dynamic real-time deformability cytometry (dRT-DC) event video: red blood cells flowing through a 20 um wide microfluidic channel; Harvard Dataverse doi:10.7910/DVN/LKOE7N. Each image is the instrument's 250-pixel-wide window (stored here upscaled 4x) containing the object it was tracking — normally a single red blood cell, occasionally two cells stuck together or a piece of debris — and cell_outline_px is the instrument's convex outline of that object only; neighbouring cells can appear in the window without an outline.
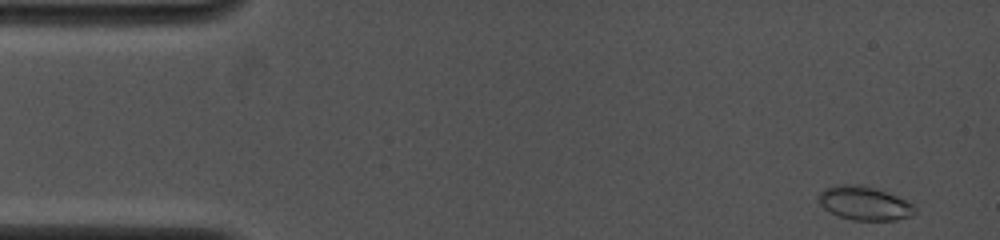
{"species": "common noctule bat (a hibernating species)", "species_latin": "Nyctalus noctula", "temperature_condition": "cold", "stored_images_in_passage": 30, "camera_frame_rate_fps": 4000, "um_per_image_px": 0.085, "animal": {"sex": "female", "body_mass_g": 19.0, "forearm_length_mm": 53.3}, "frame": {"image": 1, "passage_image": 1, "time_ms": 0.0, "image_size_px": [1000, 240], "cell_outline_px": [[916, 212], [912, 216], [896, 220], [852, 220], [828, 212], [820, 204], [816, 196], [824, 188], [836, 184], [860, 184], [876, 188], [896, 196], [912, 204], [916, 208]], "centroid_in_image_um": [73.43, 17.27], "position_along_channel_um": 11.6, "area_um2": 19.13}}
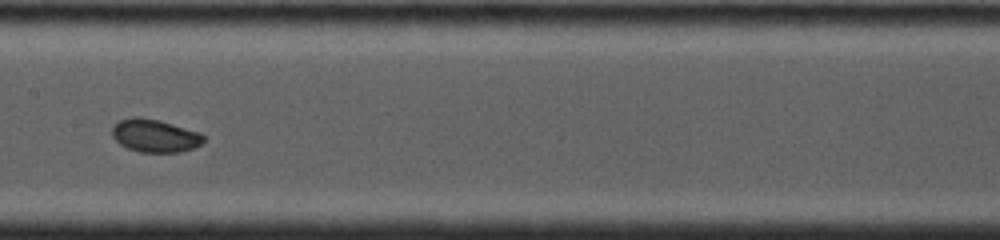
{"frame": {"image": 2, "passage_image": 15, "time_ms": 7.25, "image_size_px": [1000, 240], "cell_outline_px": [[204, 144], [196, 148], [180, 152], [140, 152], [128, 148], [120, 144], [112, 136], [112, 128], [120, 120], [132, 116], [140, 116], [160, 120], [200, 132], [204, 136]], "centroid_in_image_um": [13.2, 11.53], "position_along_channel_um": 194.2, "area_um2": 17.8}}
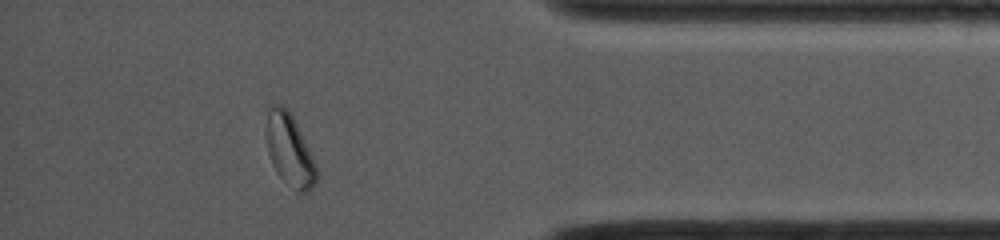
{"frame": {"image": 3, "passage_image": 26, "time_ms": 13.0, "image_size_px": [1000, 240], "cell_outline_px": [[316, 180], [312, 188], [304, 192], [300, 192], [284, 180], [276, 172], [272, 164], [268, 152], [264, 132], [268, 112], [276, 104], [284, 108], [292, 116], [316, 164]], "centroid_in_image_um": [24.58, 12.77], "position_along_channel_um": 410.6, "area_um2": 20.4}, "authors_computed_cell_mechanics": {"area_um2": 17.7735, "velocity_mm_per_s": 4.0437, "shape_relaxation_time_tau1_ms": 3.0312, "shape_relaxation_time_tau2_ms": null, "deformation_change_tau1": 0.0763, "deformation_change_tau2": null}}